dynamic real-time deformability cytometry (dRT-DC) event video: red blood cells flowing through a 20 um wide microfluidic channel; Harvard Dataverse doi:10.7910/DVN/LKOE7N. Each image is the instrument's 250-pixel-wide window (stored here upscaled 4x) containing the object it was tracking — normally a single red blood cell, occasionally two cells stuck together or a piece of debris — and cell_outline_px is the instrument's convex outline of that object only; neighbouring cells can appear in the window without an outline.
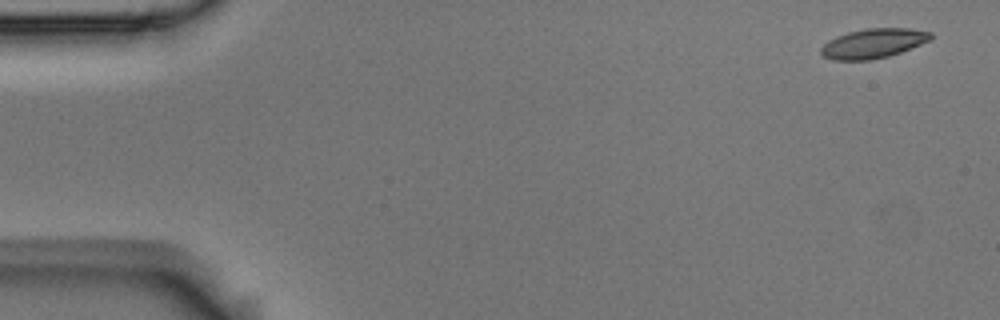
{"species": "Egyptian fruit bat (a non-hibernating species)", "species_latin": "Rousettus aegyptiacus", "temperature_condition": "room temperature", "stored_images_in_passage": 5, "camera_frame_rate_fps": 3000, "um_per_image_px": 0.085, "animal": {"sex": "male"}, "frame": {"image": 1, "passage_image": 1, "time_ms": 0.0, "image_size_px": [1000, 320], "cell_outline_px": [[932, 40], [900, 52], [888, 56], [872, 60], [832, 60], [824, 56], [820, 52], [820, 48], [828, 40], [836, 36], [848, 32], [864, 28], [912, 28], [932, 32]], "centroid_in_image_um": [74.24, 3.68], "position_along_channel_um": 10.8, "area_um2": 19.07}}
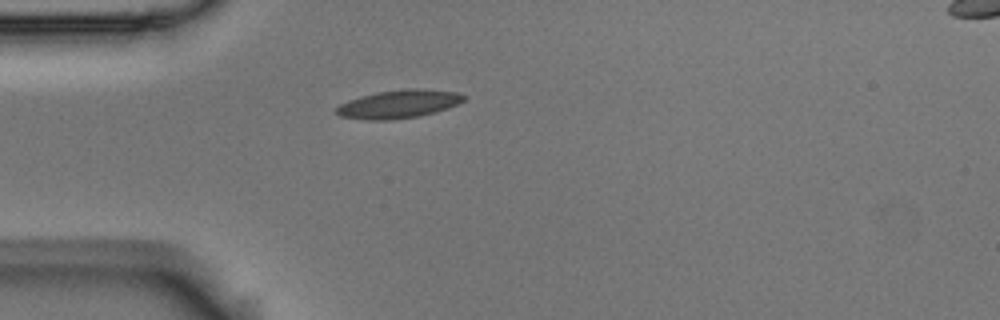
{"frame": {"image": 2, "passage_image": 4, "time_ms": 1.0, "image_size_px": [1000, 320], "cell_outline_px": [[468, 96], [464, 100], [448, 108], [416, 116], [392, 120], [368, 120], [340, 116], [336, 112], [336, 108], [340, 104], [348, 100], [360, 96], [376, 92], [408, 88], [416, 88], [456, 92]], "centroid_in_image_um": [33.87, 8.83], "position_along_channel_um": 51.1, "area_um2": 20.81}}